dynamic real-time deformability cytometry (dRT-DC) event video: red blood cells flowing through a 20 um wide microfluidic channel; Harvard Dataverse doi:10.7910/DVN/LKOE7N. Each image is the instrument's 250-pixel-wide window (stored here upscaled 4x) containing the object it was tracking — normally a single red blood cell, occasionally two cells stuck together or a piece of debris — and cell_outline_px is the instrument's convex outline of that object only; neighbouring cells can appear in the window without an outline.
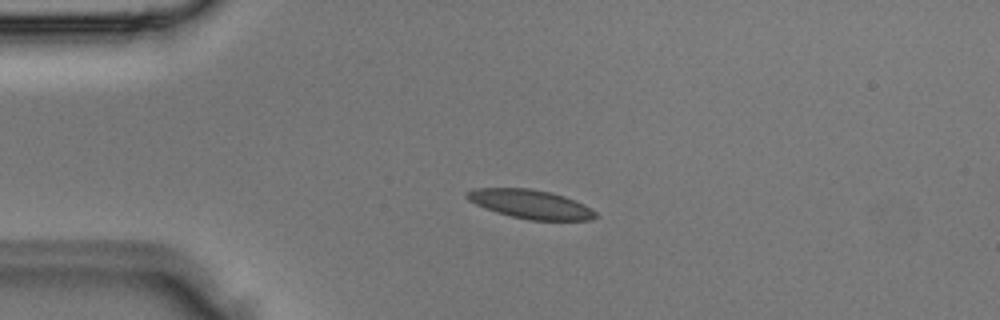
{"species": "Egyptian fruit bat (a non-hibernating species)", "species_latin": "Rousettus aegyptiacus", "temperature_condition": "room temperature", "stored_images_in_passage": 2, "camera_frame_rate_fps": 3000, "um_per_image_px": 0.085, "animal": {"sex": "male"}, "frame": {"image": 1, "passage_image": 2, "time_ms": 0.333, "image_size_px": [1000, 320], "cell_outline_px": [[600, 216], [592, 220], [532, 220], [512, 216], [496, 212], [484, 208], [468, 200], [464, 196], [464, 192], [476, 188], [528, 188], [548, 192], [564, 196], [584, 204], [592, 208]], "centroid_in_image_um": [45.1, 17.35], "position_along_channel_um": 39.9, "area_um2": 21.68}}